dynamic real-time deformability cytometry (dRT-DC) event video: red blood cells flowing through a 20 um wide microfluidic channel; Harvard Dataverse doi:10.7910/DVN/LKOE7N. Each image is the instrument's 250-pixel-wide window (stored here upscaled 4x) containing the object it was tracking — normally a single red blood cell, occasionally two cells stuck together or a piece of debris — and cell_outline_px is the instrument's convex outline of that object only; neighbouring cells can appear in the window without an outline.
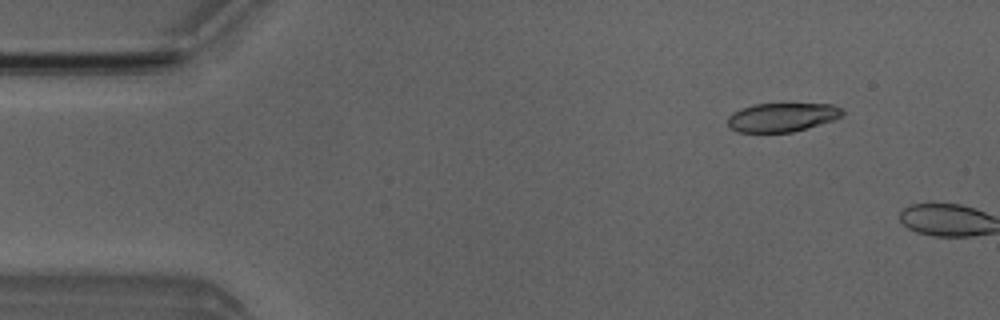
{"species": "Egyptian fruit bat (a non-hibernating species)", "species_latin": "Rousettus aegyptiacus", "temperature_condition": "room temperature", "stored_images_in_passage": 3, "camera_frame_rate_fps": 3000, "um_per_image_px": 0.085, "animal": {"sex": "male"}, "frame": {"image": 1, "passage_image": 2, "time_ms": 1.0, "image_size_px": [1000, 320], "cell_outline_px": [[844, 112], [840, 116], [832, 120], [820, 124], [792, 132], [736, 132], [728, 124], [728, 116], [732, 112], [740, 108], [752, 104], [832, 104], [840, 108]], "centroid_in_image_um": [66.42, 9.96], "position_along_channel_um": 18.6, "area_um2": 19.13}}